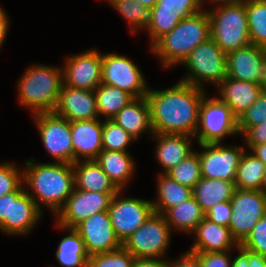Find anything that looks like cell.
Returning a JSON list of instances; mask_svg holds the SVG:
<instances>
[{"label": "cell", "instance_id": "6da1fadb", "mask_svg": "<svg viewBox=\"0 0 266 267\" xmlns=\"http://www.w3.org/2000/svg\"><path fill=\"white\" fill-rule=\"evenodd\" d=\"M206 90L177 81L170 88L148 89L151 126L157 134H183L194 137L199 108Z\"/></svg>", "mask_w": 266, "mask_h": 267}, {"label": "cell", "instance_id": "7a4b0ae2", "mask_svg": "<svg viewBox=\"0 0 266 267\" xmlns=\"http://www.w3.org/2000/svg\"><path fill=\"white\" fill-rule=\"evenodd\" d=\"M36 160L30 157L22 165L25 191L42 212L46 206L55 217L75 187L74 169L70 163Z\"/></svg>", "mask_w": 266, "mask_h": 267}, {"label": "cell", "instance_id": "3957f363", "mask_svg": "<svg viewBox=\"0 0 266 267\" xmlns=\"http://www.w3.org/2000/svg\"><path fill=\"white\" fill-rule=\"evenodd\" d=\"M210 38V19L207 10L182 19L169 33L159 38L150 52L158 59L163 69L169 70L188 57L199 44Z\"/></svg>", "mask_w": 266, "mask_h": 267}, {"label": "cell", "instance_id": "277c9868", "mask_svg": "<svg viewBox=\"0 0 266 267\" xmlns=\"http://www.w3.org/2000/svg\"><path fill=\"white\" fill-rule=\"evenodd\" d=\"M16 85L18 103L32 115L54 112L63 85L62 67L34 63L27 66Z\"/></svg>", "mask_w": 266, "mask_h": 267}, {"label": "cell", "instance_id": "5b68a950", "mask_svg": "<svg viewBox=\"0 0 266 267\" xmlns=\"http://www.w3.org/2000/svg\"><path fill=\"white\" fill-rule=\"evenodd\" d=\"M206 9L210 19V38L224 53L251 44L245 0Z\"/></svg>", "mask_w": 266, "mask_h": 267}, {"label": "cell", "instance_id": "8992f818", "mask_svg": "<svg viewBox=\"0 0 266 267\" xmlns=\"http://www.w3.org/2000/svg\"><path fill=\"white\" fill-rule=\"evenodd\" d=\"M187 73L179 81L206 90L218 87L227 77V54L211 38L194 48L182 62Z\"/></svg>", "mask_w": 266, "mask_h": 267}, {"label": "cell", "instance_id": "52a82bcc", "mask_svg": "<svg viewBox=\"0 0 266 267\" xmlns=\"http://www.w3.org/2000/svg\"><path fill=\"white\" fill-rule=\"evenodd\" d=\"M43 214L22 184L15 192L0 197V232L7 237L28 235Z\"/></svg>", "mask_w": 266, "mask_h": 267}, {"label": "cell", "instance_id": "ba28073f", "mask_svg": "<svg viewBox=\"0 0 266 267\" xmlns=\"http://www.w3.org/2000/svg\"><path fill=\"white\" fill-rule=\"evenodd\" d=\"M204 95L199 108V122L194 138L197 144L223 143L225 137L240 136L238 119L219 97Z\"/></svg>", "mask_w": 266, "mask_h": 267}, {"label": "cell", "instance_id": "9c48e42d", "mask_svg": "<svg viewBox=\"0 0 266 267\" xmlns=\"http://www.w3.org/2000/svg\"><path fill=\"white\" fill-rule=\"evenodd\" d=\"M172 234L163 214L153 212L122 246L136 259H166Z\"/></svg>", "mask_w": 266, "mask_h": 267}, {"label": "cell", "instance_id": "30bf717a", "mask_svg": "<svg viewBox=\"0 0 266 267\" xmlns=\"http://www.w3.org/2000/svg\"><path fill=\"white\" fill-rule=\"evenodd\" d=\"M32 118L47 156L54 162L73 164L71 122L55 112L37 113Z\"/></svg>", "mask_w": 266, "mask_h": 267}, {"label": "cell", "instance_id": "8fae6325", "mask_svg": "<svg viewBox=\"0 0 266 267\" xmlns=\"http://www.w3.org/2000/svg\"><path fill=\"white\" fill-rule=\"evenodd\" d=\"M131 94L134 98L145 97L148 80L135 62L116 52L102 53V82Z\"/></svg>", "mask_w": 266, "mask_h": 267}, {"label": "cell", "instance_id": "7c38bea8", "mask_svg": "<svg viewBox=\"0 0 266 267\" xmlns=\"http://www.w3.org/2000/svg\"><path fill=\"white\" fill-rule=\"evenodd\" d=\"M230 203L232 215L228 227L232 237L241 244L265 214L266 195L260 190L236 188Z\"/></svg>", "mask_w": 266, "mask_h": 267}, {"label": "cell", "instance_id": "4fadbf2b", "mask_svg": "<svg viewBox=\"0 0 266 267\" xmlns=\"http://www.w3.org/2000/svg\"><path fill=\"white\" fill-rule=\"evenodd\" d=\"M122 192L119 190L113 196L108 213L114 232L123 244L150 217L154 208L151 200L125 197Z\"/></svg>", "mask_w": 266, "mask_h": 267}, {"label": "cell", "instance_id": "5bb4252c", "mask_svg": "<svg viewBox=\"0 0 266 267\" xmlns=\"http://www.w3.org/2000/svg\"><path fill=\"white\" fill-rule=\"evenodd\" d=\"M198 145L201 147L200 150H196L201 164V176L234 182L240 159L246 150L244 145L225 143Z\"/></svg>", "mask_w": 266, "mask_h": 267}, {"label": "cell", "instance_id": "9a60e30c", "mask_svg": "<svg viewBox=\"0 0 266 267\" xmlns=\"http://www.w3.org/2000/svg\"><path fill=\"white\" fill-rule=\"evenodd\" d=\"M61 67L69 87L94 91L102 82V52L96 48L66 56Z\"/></svg>", "mask_w": 266, "mask_h": 267}, {"label": "cell", "instance_id": "2e32d148", "mask_svg": "<svg viewBox=\"0 0 266 267\" xmlns=\"http://www.w3.org/2000/svg\"><path fill=\"white\" fill-rule=\"evenodd\" d=\"M115 194L83 191L74 187L65 205L55 216L54 222L63 227L74 228L90 216L108 211Z\"/></svg>", "mask_w": 266, "mask_h": 267}, {"label": "cell", "instance_id": "e0dca14e", "mask_svg": "<svg viewBox=\"0 0 266 267\" xmlns=\"http://www.w3.org/2000/svg\"><path fill=\"white\" fill-rule=\"evenodd\" d=\"M74 229L83 240L89 257L122 247L112 227L108 211L90 216L77 224Z\"/></svg>", "mask_w": 266, "mask_h": 267}, {"label": "cell", "instance_id": "ac0fdd59", "mask_svg": "<svg viewBox=\"0 0 266 267\" xmlns=\"http://www.w3.org/2000/svg\"><path fill=\"white\" fill-rule=\"evenodd\" d=\"M266 48L249 44L227 53V77L261 84L264 78Z\"/></svg>", "mask_w": 266, "mask_h": 267}, {"label": "cell", "instance_id": "d6986e66", "mask_svg": "<svg viewBox=\"0 0 266 267\" xmlns=\"http://www.w3.org/2000/svg\"><path fill=\"white\" fill-rule=\"evenodd\" d=\"M54 112L70 122L100 118L94 91L72 88L64 84Z\"/></svg>", "mask_w": 266, "mask_h": 267}, {"label": "cell", "instance_id": "ffe728a7", "mask_svg": "<svg viewBox=\"0 0 266 267\" xmlns=\"http://www.w3.org/2000/svg\"><path fill=\"white\" fill-rule=\"evenodd\" d=\"M73 163L95 160L102 151V119L71 122Z\"/></svg>", "mask_w": 266, "mask_h": 267}, {"label": "cell", "instance_id": "44dd1931", "mask_svg": "<svg viewBox=\"0 0 266 267\" xmlns=\"http://www.w3.org/2000/svg\"><path fill=\"white\" fill-rule=\"evenodd\" d=\"M150 139L156 141L154 157L161 166V174L178 165L195 150V138L188 135L154 133Z\"/></svg>", "mask_w": 266, "mask_h": 267}, {"label": "cell", "instance_id": "7402d4cb", "mask_svg": "<svg viewBox=\"0 0 266 267\" xmlns=\"http://www.w3.org/2000/svg\"><path fill=\"white\" fill-rule=\"evenodd\" d=\"M194 244L189 252H223L235 250L239 245L232 237L229 227L204 218L193 231Z\"/></svg>", "mask_w": 266, "mask_h": 267}, {"label": "cell", "instance_id": "603a6c76", "mask_svg": "<svg viewBox=\"0 0 266 267\" xmlns=\"http://www.w3.org/2000/svg\"><path fill=\"white\" fill-rule=\"evenodd\" d=\"M217 96L225 102L238 119L263 91L261 84L240 81L226 77L217 87Z\"/></svg>", "mask_w": 266, "mask_h": 267}, {"label": "cell", "instance_id": "cb8c5ba5", "mask_svg": "<svg viewBox=\"0 0 266 267\" xmlns=\"http://www.w3.org/2000/svg\"><path fill=\"white\" fill-rule=\"evenodd\" d=\"M111 120L121 126L136 141L144 134L149 136L154 134L151 126L150 106L146 96L132 100Z\"/></svg>", "mask_w": 266, "mask_h": 267}, {"label": "cell", "instance_id": "d4e9b609", "mask_svg": "<svg viewBox=\"0 0 266 267\" xmlns=\"http://www.w3.org/2000/svg\"><path fill=\"white\" fill-rule=\"evenodd\" d=\"M134 159L130 152L102 150L95 161L114 184L120 190H124L129 181H132L137 169Z\"/></svg>", "mask_w": 266, "mask_h": 267}, {"label": "cell", "instance_id": "484cf974", "mask_svg": "<svg viewBox=\"0 0 266 267\" xmlns=\"http://www.w3.org/2000/svg\"><path fill=\"white\" fill-rule=\"evenodd\" d=\"M72 166L76 189L100 193H117L120 190L95 160L76 161Z\"/></svg>", "mask_w": 266, "mask_h": 267}, {"label": "cell", "instance_id": "4316f807", "mask_svg": "<svg viewBox=\"0 0 266 267\" xmlns=\"http://www.w3.org/2000/svg\"><path fill=\"white\" fill-rule=\"evenodd\" d=\"M235 190L233 181L202 177L192 188V193L202 211L206 213L214 205L229 201Z\"/></svg>", "mask_w": 266, "mask_h": 267}, {"label": "cell", "instance_id": "83f0119b", "mask_svg": "<svg viewBox=\"0 0 266 267\" xmlns=\"http://www.w3.org/2000/svg\"><path fill=\"white\" fill-rule=\"evenodd\" d=\"M163 216L172 232L191 235L197 225L205 218V213L194 197L169 208Z\"/></svg>", "mask_w": 266, "mask_h": 267}, {"label": "cell", "instance_id": "f1b7e54d", "mask_svg": "<svg viewBox=\"0 0 266 267\" xmlns=\"http://www.w3.org/2000/svg\"><path fill=\"white\" fill-rule=\"evenodd\" d=\"M54 225L60 231H67L55 252L60 267H87L89 255L79 233L74 228L63 227L56 222Z\"/></svg>", "mask_w": 266, "mask_h": 267}, {"label": "cell", "instance_id": "f546056e", "mask_svg": "<svg viewBox=\"0 0 266 267\" xmlns=\"http://www.w3.org/2000/svg\"><path fill=\"white\" fill-rule=\"evenodd\" d=\"M156 199L151 203L154 212L164 214L169 208L177 206L193 197L192 189L177 183L166 174H156Z\"/></svg>", "mask_w": 266, "mask_h": 267}, {"label": "cell", "instance_id": "4dcf8cb0", "mask_svg": "<svg viewBox=\"0 0 266 267\" xmlns=\"http://www.w3.org/2000/svg\"><path fill=\"white\" fill-rule=\"evenodd\" d=\"M94 93L98 115L102 120H111L124 106L135 99L128 92L103 83L94 90Z\"/></svg>", "mask_w": 266, "mask_h": 267}, {"label": "cell", "instance_id": "1f68e13d", "mask_svg": "<svg viewBox=\"0 0 266 267\" xmlns=\"http://www.w3.org/2000/svg\"><path fill=\"white\" fill-rule=\"evenodd\" d=\"M266 166L252 152L245 150L234 180L235 187L241 190H260Z\"/></svg>", "mask_w": 266, "mask_h": 267}, {"label": "cell", "instance_id": "d6a6232c", "mask_svg": "<svg viewBox=\"0 0 266 267\" xmlns=\"http://www.w3.org/2000/svg\"><path fill=\"white\" fill-rule=\"evenodd\" d=\"M112 9L127 21L132 35L145 31L149 25V12L143 4L134 0H105Z\"/></svg>", "mask_w": 266, "mask_h": 267}, {"label": "cell", "instance_id": "836d02e7", "mask_svg": "<svg viewBox=\"0 0 266 267\" xmlns=\"http://www.w3.org/2000/svg\"><path fill=\"white\" fill-rule=\"evenodd\" d=\"M183 18L178 10L168 7H153L149 12L148 34L150 47L163 35L169 33Z\"/></svg>", "mask_w": 266, "mask_h": 267}, {"label": "cell", "instance_id": "e575fe53", "mask_svg": "<svg viewBox=\"0 0 266 267\" xmlns=\"http://www.w3.org/2000/svg\"><path fill=\"white\" fill-rule=\"evenodd\" d=\"M251 44L266 48V1L245 0Z\"/></svg>", "mask_w": 266, "mask_h": 267}, {"label": "cell", "instance_id": "d590c367", "mask_svg": "<svg viewBox=\"0 0 266 267\" xmlns=\"http://www.w3.org/2000/svg\"><path fill=\"white\" fill-rule=\"evenodd\" d=\"M165 174L177 183L192 189L202 178L199 154L196 149Z\"/></svg>", "mask_w": 266, "mask_h": 267}, {"label": "cell", "instance_id": "8d00e7d4", "mask_svg": "<svg viewBox=\"0 0 266 267\" xmlns=\"http://www.w3.org/2000/svg\"><path fill=\"white\" fill-rule=\"evenodd\" d=\"M136 140L113 120H102V150L130 152Z\"/></svg>", "mask_w": 266, "mask_h": 267}, {"label": "cell", "instance_id": "74e56055", "mask_svg": "<svg viewBox=\"0 0 266 267\" xmlns=\"http://www.w3.org/2000/svg\"><path fill=\"white\" fill-rule=\"evenodd\" d=\"M136 258L123 246L117 250L90 256L87 267H133Z\"/></svg>", "mask_w": 266, "mask_h": 267}, {"label": "cell", "instance_id": "f35d334b", "mask_svg": "<svg viewBox=\"0 0 266 267\" xmlns=\"http://www.w3.org/2000/svg\"><path fill=\"white\" fill-rule=\"evenodd\" d=\"M266 121V92L262 91L258 99L238 118L240 136L248 129Z\"/></svg>", "mask_w": 266, "mask_h": 267}, {"label": "cell", "instance_id": "ab89813d", "mask_svg": "<svg viewBox=\"0 0 266 267\" xmlns=\"http://www.w3.org/2000/svg\"><path fill=\"white\" fill-rule=\"evenodd\" d=\"M23 184V168L15 162H0V197L15 192Z\"/></svg>", "mask_w": 266, "mask_h": 267}, {"label": "cell", "instance_id": "60d3db41", "mask_svg": "<svg viewBox=\"0 0 266 267\" xmlns=\"http://www.w3.org/2000/svg\"><path fill=\"white\" fill-rule=\"evenodd\" d=\"M240 245L249 251L266 257V212Z\"/></svg>", "mask_w": 266, "mask_h": 267}, {"label": "cell", "instance_id": "b9f144b4", "mask_svg": "<svg viewBox=\"0 0 266 267\" xmlns=\"http://www.w3.org/2000/svg\"><path fill=\"white\" fill-rule=\"evenodd\" d=\"M234 250L223 252H191L200 261L201 267H231Z\"/></svg>", "mask_w": 266, "mask_h": 267}, {"label": "cell", "instance_id": "7bdbcfd3", "mask_svg": "<svg viewBox=\"0 0 266 267\" xmlns=\"http://www.w3.org/2000/svg\"><path fill=\"white\" fill-rule=\"evenodd\" d=\"M237 256L232 257L231 267H266V257L243 248H235Z\"/></svg>", "mask_w": 266, "mask_h": 267}, {"label": "cell", "instance_id": "ee69618b", "mask_svg": "<svg viewBox=\"0 0 266 267\" xmlns=\"http://www.w3.org/2000/svg\"><path fill=\"white\" fill-rule=\"evenodd\" d=\"M154 7H168L178 10L183 19L203 11L198 0H158Z\"/></svg>", "mask_w": 266, "mask_h": 267}, {"label": "cell", "instance_id": "f6af8a7d", "mask_svg": "<svg viewBox=\"0 0 266 267\" xmlns=\"http://www.w3.org/2000/svg\"><path fill=\"white\" fill-rule=\"evenodd\" d=\"M232 215V206L229 201L220 202L211 207L206 213L205 218L210 221L228 227Z\"/></svg>", "mask_w": 266, "mask_h": 267}, {"label": "cell", "instance_id": "bcb514c9", "mask_svg": "<svg viewBox=\"0 0 266 267\" xmlns=\"http://www.w3.org/2000/svg\"><path fill=\"white\" fill-rule=\"evenodd\" d=\"M240 137H242L247 151H250L254 146L266 143V121L261 125L248 128Z\"/></svg>", "mask_w": 266, "mask_h": 267}, {"label": "cell", "instance_id": "7dc6e473", "mask_svg": "<svg viewBox=\"0 0 266 267\" xmlns=\"http://www.w3.org/2000/svg\"><path fill=\"white\" fill-rule=\"evenodd\" d=\"M172 260H169L170 267H201L199 259L187 250Z\"/></svg>", "mask_w": 266, "mask_h": 267}, {"label": "cell", "instance_id": "c3c4849f", "mask_svg": "<svg viewBox=\"0 0 266 267\" xmlns=\"http://www.w3.org/2000/svg\"><path fill=\"white\" fill-rule=\"evenodd\" d=\"M10 17L8 16V13L3 9V7H0V50L3 46V44L6 41V38L8 37L9 29H10Z\"/></svg>", "mask_w": 266, "mask_h": 267}, {"label": "cell", "instance_id": "681fc988", "mask_svg": "<svg viewBox=\"0 0 266 267\" xmlns=\"http://www.w3.org/2000/svg\"><path fill=\"white\" fill-rule=\"evenodd\" d=\"M133 267H170L169 259H136Z\"/></svg>", "mask_w": 266, "mask_h": 267}, {"label": "cell", "instance_id": "f907efd6", "mask_svg": "<svg viewBox=\"0 0 266 267\" xmlns=\"http://www.w3.org/2000/svg\"><path fill=\"white\" fill-rule=\"evenodd\" d=\"M244 0H198V3L201 7V9L203 11L207 10L205 9V3H209L211 5V3L215 6L212 7H216V6H220V5H228V4H236V3H240L243 2Z\"/></svg>", "mask_w": 266, "mask_h": 267}, {"label": "cell", "instance_id": "816d5d0a", "mask_svg": "<svg viewBox=\"0 0 266 267\" xmlns=\"http://www.w3.org/2000/svg\"><path fill=\"white\" fill-rule=\"evenodd\" d=\"M250 152H252L258 159H260L266 166V143L254 146Z\"/></svg>", "mask_w": 266, "mask_h": 267}, {"label": "cell", "instance_id": "f5cc1de1", "mask_svg": "<svg viewBox=\"0 0 266 267\" xmlns=\"http://www.w3.org/2000/svg\"><path fill=\"white\" fill-rule=\"evenodd\" d=\"M134 1L140 2L149 10H151L158 2V0H134Z\"/></svg>", "mask_w": 266, "mask_h": 267}, {"label": "cell", "instance_id": "db71d44e", "mask_svg": "<svg viewBox=\"0 0 266 267\" xmlns=\"http://www.w3.org/2000/svg\"><path fill=\"white\" fill-rule=\"evenodd\" d=\"M261 191L266 195V168L262 179Z\"/></svg>", "mask_w": 266, "mask_h": 267}, {"label": "cell", "instance_id": "11a10c76", "mask_svg": "<svg viewBox=\"0 0 266 267\" xmlns=\"http://www.w3.org/2000/svg\"><path fill=\"white\" fill-rule=\"evenodd\" d=\"M262 88H263V91L266 92V61H265V67H264V78L262 81Z\"/></svg>", "mask_w": 266, "mask_h": 267}]
</instances>
